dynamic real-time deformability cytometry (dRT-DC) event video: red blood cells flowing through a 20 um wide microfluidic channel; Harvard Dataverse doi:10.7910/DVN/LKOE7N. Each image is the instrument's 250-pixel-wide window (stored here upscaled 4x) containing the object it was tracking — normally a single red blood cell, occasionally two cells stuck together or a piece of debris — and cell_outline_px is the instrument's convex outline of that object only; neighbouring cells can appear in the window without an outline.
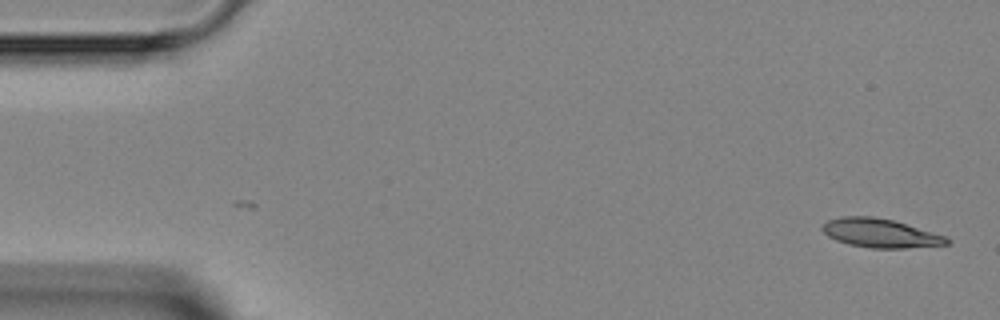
{"species": "Egyptian fruit bat (a non-hibernating species)", "species_latin": "Rousettus aegyptiacus", "temperature_condition": "room temperature", "stored_images_in_passage": 4, "camera_frame_rate_fps": 3000, "um_per_image_px": 0.085, "animal": {"sex": "female"}, "frame": {"image": 1, "passage_image": 1, "time_ms": 0.0, "image_size_px": [1000, 320], "cell_outline_px": [[952, 240], [948, 244], [904, 248], [872, 248], [848, 244], [836, 240], [828, 236], [820, 228], [828, 220], [840, 216], [872, 216], [892, 220], [948, 236]], "centroid_in_image_um": [74.84, 19.81], "position_along_channel_um": 10.2, "area_um2": 20.92}}
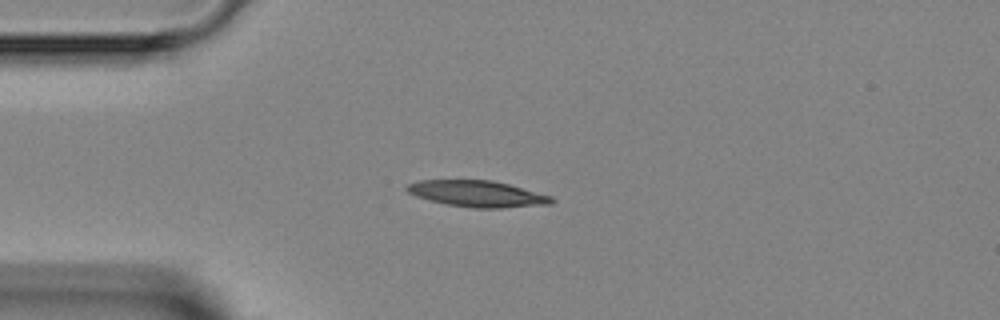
{"frame": {"image": 2, "passage_image": 4, "time_ms": 3.333, "image_size_px": [1000, 320], "cell_outline_px": [[556, 200], [552, 204], [500, 208], [472, 208], [448, 204], [428, 200], [416, 196], [408, 192], [404, 188], [408, 184], [420, 180], [492, 180], [508, 184], [552, 196]], "centroid_in_image_um": [40.59, 16.47], "position_along_channel_um": 44.4, "area_um2": 22.14}}